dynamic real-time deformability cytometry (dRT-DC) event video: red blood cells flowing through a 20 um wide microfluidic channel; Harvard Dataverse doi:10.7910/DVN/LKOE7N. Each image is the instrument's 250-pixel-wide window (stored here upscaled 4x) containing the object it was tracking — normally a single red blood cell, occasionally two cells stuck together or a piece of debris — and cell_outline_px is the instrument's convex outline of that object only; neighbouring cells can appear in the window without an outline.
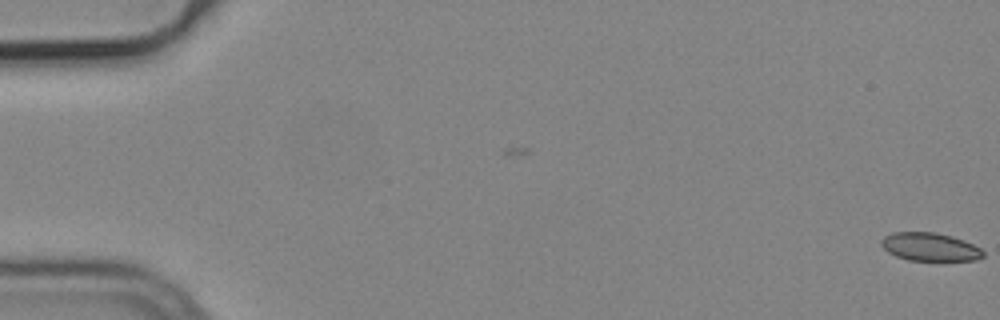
{"species": "common noctule bat (a hibernating species)", "species_latin": "Nyctalus noctula", "temperature_condition": "cold", "stored_images_in_passage": 56, "camera_frame_rate_fps": 3000, "um_per_image_px": 0.085, "animal": {"sex": "male", "body_mass_g": 19.2, "forearm_length_mm": 51.8}, "frame": {"image": 1, "passage_image": 1, "time_ms": 0.0, "image_size_px": [1000, 320], "cell_outline_px": [[984, 256], [976, 260], [908, 260], [896, 256], [888, 252], [880, 244], [880, 240], [884, 236], [892, 232], [936, 232], [952, 236], [964, 240], [980, 248], [984, 252]], "centroid_in_image_um": [79.02, 20.97], "position_along_channel_um": 6.0, "area_um2": 16.76}}
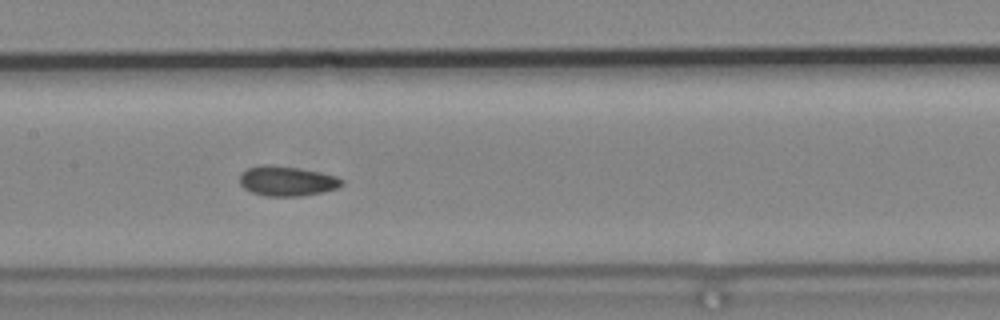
{"frame": {"image": 2, "passage_image": 28, "time_ms": 9.0, "image_size_px": [1000, 320], "cell_outline_px": [[344, 184], [336, 188], [324, 192], [300, 196], [264, 196], [252, 192], [244, 188], [240, 184], [240, 172], [248, 168], [260, 164], [268, 164], [300, 168], [320, 172], [336, 176], [344, 180]], "centroid_in_image_um": [24.38, 15.38], "position_along_channel_um": 183.0, "area_um2": 17.98}}
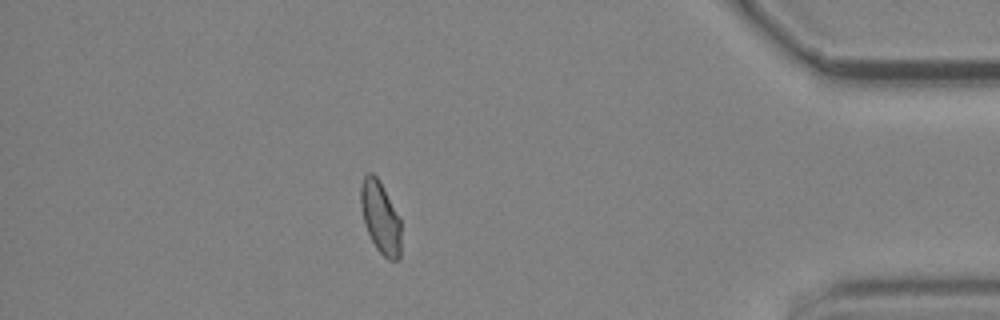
{"frame": {"image": 3, "passage_image": 49, "time_ms": 16.0, "image_size_px": [1000, 320], "cell_outline_px": [[400, 256], [396, 260], [388, 260], [376, 248], [364, 224], [360, 204], [360, 184], [364, 176], [368, 172], [372, 172], [380, 180], [400, 220]], "centroid_in_image_um": [32.31, 18.45], "position_along_channel_um": 402.9, "area_um2": 16.88}, "authors_computed_cell_mechanics": {"area_um2": 17.5423, "velocity_mm_per_s": 3.7612, "shape_relaxation_time_tau1_ms": null, "shape_relaxation_time_tau2_ms": 2.3995, "deformation_change_tau1": null, "deformation_change_tau2": 0.0569}}